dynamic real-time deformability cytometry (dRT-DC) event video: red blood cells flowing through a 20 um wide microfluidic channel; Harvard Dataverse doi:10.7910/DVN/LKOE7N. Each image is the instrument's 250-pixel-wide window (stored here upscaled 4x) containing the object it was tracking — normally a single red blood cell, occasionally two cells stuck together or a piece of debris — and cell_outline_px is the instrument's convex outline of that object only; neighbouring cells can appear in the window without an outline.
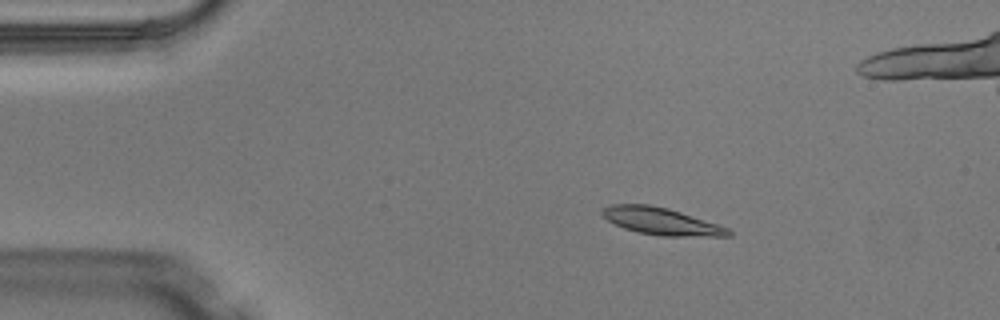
{"species": "Egyptian fruit bat (a non-hibernating species)", "species_latin": "Rousettus aegyptiacus", "temperature_condition": "warm", "stored_images_in_passage": 5, "camera_frame_rate_fps": 3000, "um_per_image_px": 0.085, "animal": {"sex": "male"}, "frame": {"image": 1, "passage_image": 3, "time_ms": 0.667, "image_size_px": [1000, 320], "cell_outline_px": [[732, 236], [660, 236], [640, 232], [624, 228], [608, 220], [600, 212], [600, 208], [612, 204], [648, 204], [668, 208], [728, 228], [732, 232]], "centroid_in_image_um": [56.17, 18.8], "position_along_channel_um": 28.8, "area_um2": 19.71}}